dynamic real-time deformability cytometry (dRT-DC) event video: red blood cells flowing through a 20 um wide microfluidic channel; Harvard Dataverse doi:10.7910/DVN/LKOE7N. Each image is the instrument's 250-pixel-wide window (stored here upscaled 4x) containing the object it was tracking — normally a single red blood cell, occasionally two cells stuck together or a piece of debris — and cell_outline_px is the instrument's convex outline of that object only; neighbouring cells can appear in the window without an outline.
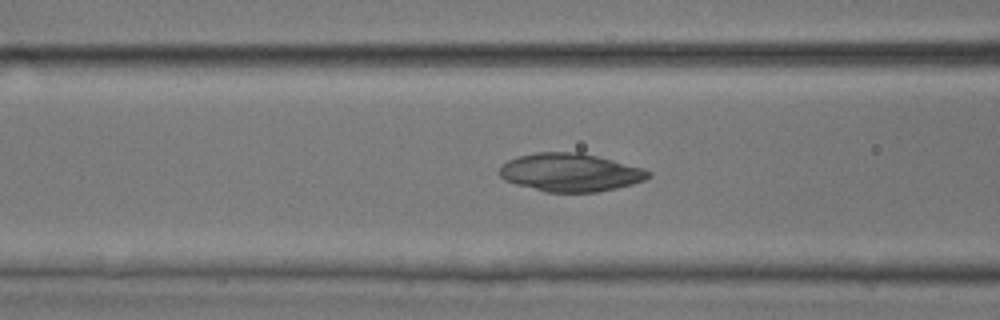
{"species": "common noctule bat (a hibernating species)", "species_latin": "Nyctalus noctula", "temperature_condition": "room temperature", "stored_images_in_passage": 43, "camera_frame_rate_fps": 3000, "um_per_image_px": 0.085, "animal": {"sex": "male", "body_mass_g": 17.9, "forearm_length_mm": 54.2}, "frame": {"image": 1, "passage_image": 16, "time_ms": 5.0, "image_size_px": [1000, 320], "cell_outline_px": [[652, 176], [644, 180], [632, 184], [616, 188], [596, 192], [544, 192], [516, 184], [504, 180], [496, 172], [500, 164], [508, 160], [520, 156], [536, 152], [580, 152], [644, 168], [652, 172]], "centroid_in_image_um": [48.44, 14.66], "position_along_channel_um": 118.2, "area_um2": 33.29}}
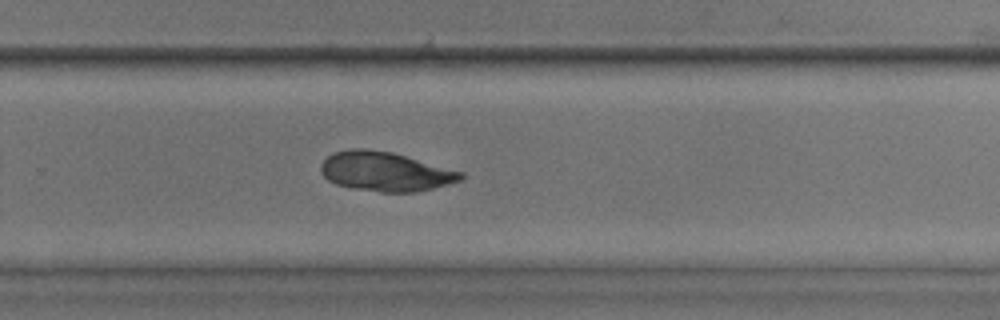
{"frame": {"image": 2, "passage_image": 28, "time_ms": 9.0, "image_size_px": [1000, 320], "cell_outline_px": [[464, 176], [460, 180], [448, 184], [416, 192], [380, 192], [352, 188], [336, 184], [328, 180], [320, 172], [320, 164], [332, 152], [352, 148], [364, 148], [392, 152], [464, 172]], "centroid_in_image_um": [32.72, 14.57], "position_along_channel_um": 297.1, "area_um2": 32.14}}
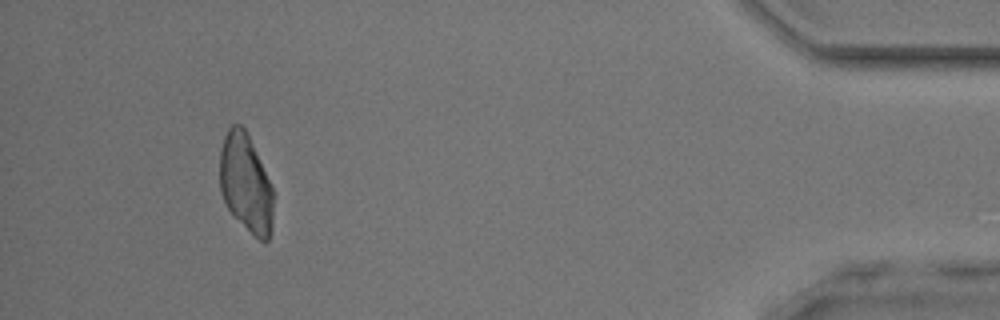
{"frame": {"image": 3, "passage_image": 40, "time_ms": 13.0, "image_size_px": [1000, 320], "cell_outline_px": [[272, 232], [268, 240], [264, 244], [228, 208], [220, 192], [220, 148], [224, 136], [228, 128], [232, 124], [240, 124], [244, 128], [252, 144], [272, 188]], "centroid_in_image_um": [20.87, 15.56], "position_along_channel_um": 414.3, "area_um2": 29.94}}